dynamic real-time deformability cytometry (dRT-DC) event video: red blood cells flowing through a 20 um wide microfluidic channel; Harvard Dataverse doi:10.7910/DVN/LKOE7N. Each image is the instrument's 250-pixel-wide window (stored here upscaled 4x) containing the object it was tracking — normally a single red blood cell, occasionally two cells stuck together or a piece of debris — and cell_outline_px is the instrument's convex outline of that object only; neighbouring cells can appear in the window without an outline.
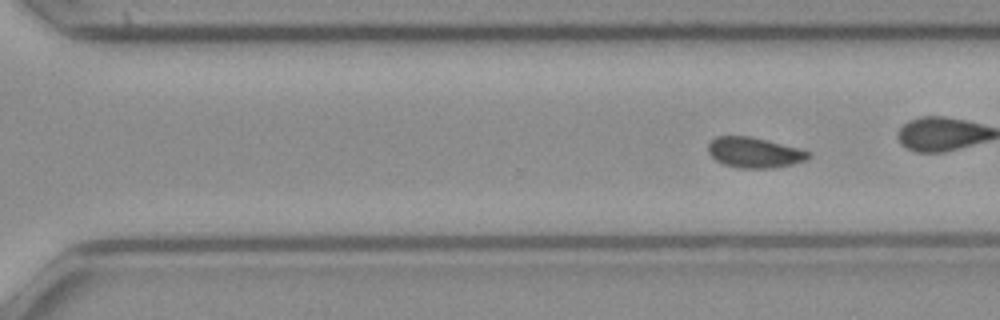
{"species": "common noctule bat (a hibernating species)", "species_latin": "Nyctalus noctula", "temperature_condition": "cold", "stored_images_in_passage": 23, "segment_of_instrument_passage": [2, 2], "camera_frame_rate_fps": 3000, "um_per_image_px": 0.085, "animal": {"sex": "female", "body_mass_g": 21.9}, "frame": {"image": 1, "passage_image": 23, "time_ms": 7.333, "image_size_px": [1000, 320], "cell_outline_px": [[812, 156], [808, 160], [792, 164], [772, 168], [740, 168], [724, 164], [716, 160], [708, 152], [708, 144], [716, 136], [748, 136], [800, 148], [812, 152]], "centroid_in_image_um": [64.16, 12.97], "position_along_channel_um": 306.4, "area_um2": 17.8}}